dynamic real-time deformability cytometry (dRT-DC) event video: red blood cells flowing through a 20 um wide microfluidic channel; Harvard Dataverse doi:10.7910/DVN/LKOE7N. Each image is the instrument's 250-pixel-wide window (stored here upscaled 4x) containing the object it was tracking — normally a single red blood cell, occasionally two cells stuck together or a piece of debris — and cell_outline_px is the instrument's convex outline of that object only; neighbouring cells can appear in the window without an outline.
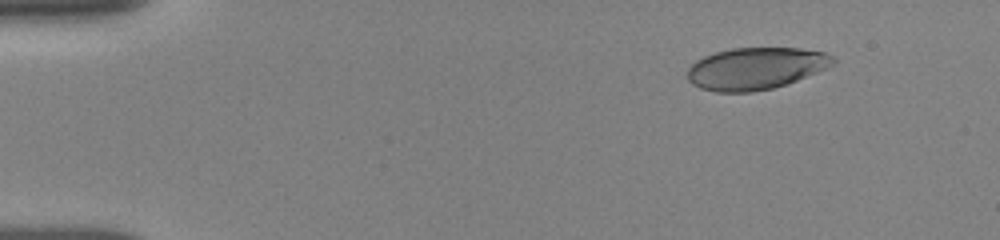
{"species": "human", "species_latin": "Homo sapiens", "temperature_condition": "room temperature", "stored_images_in_passage": 20, "camera_frame_rate_fps": 3000, "um_per_image_px": 0.085, "donor": {"sex": "female"}, "frame": {"image": 1, "passage_image": 3, "time_ms": 1.333, "image_size_px": [1000, 240], "cell_outline_px": [[836, 64], [828, 68], [788, 84], [772, 88], [752, 92], [716, 92], [700, 88], [692, 84], [688, 80], [688, 68], [696, 60], [704, 56], [716, 52], [732, 48], [800, 48], [824, 52], [832, 56], [836, 60]], "centroid_in_image_um": [64.26, 5.82], "position_along_channel_um": 20.7, "area_um2": 35.84}}
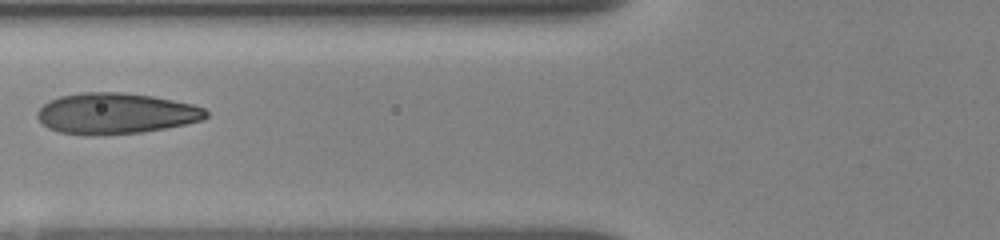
{"frame": {"image": 2, "passage_image": 15, "time_ms": 6.333, "image_size_px": [1000, 240], "cell_outline_px": [[208, 116], [204, 120], [164, 128], [140, 132], [100, 136], [84, 136], [60, 132], [48, 128], [36, 116], [36, 112], [48, 100], [60, 96], [80, 92], [124, 92], [152, 96], [192, 104], [204, 108], [208, 112]], "centroid_in_image_um": [9.81, 9.65], "position_along_channel_um": 116.0, "area_um2": 40.52}}
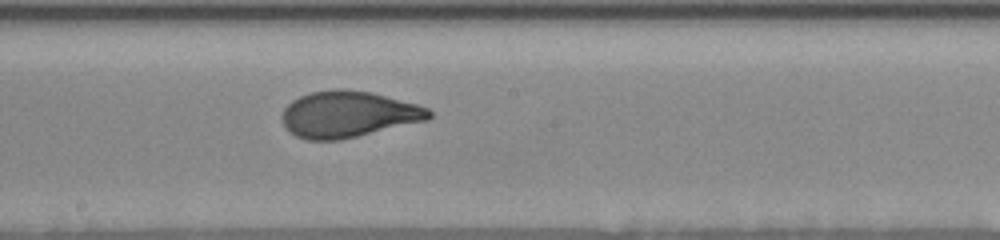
{"frame": {"image": 3, "passage_image": 20, "time_ms": 9.0, "image_size_px": [1000, 240], "cell_outline_px": [[432, 116], [428, 120], [340, 140], [308, 140], [296, 136], [284, 124], [284, 108], [292, 100], [300, 96], [312, 92], [336, 88], [344, 88], [372, 92], [416, 104], [428, 108], [432, 112]], "centroid_in_image_um": [29.63, 9.7], "position_along_channel_um": 218.6, "area_um2": 39.42}}